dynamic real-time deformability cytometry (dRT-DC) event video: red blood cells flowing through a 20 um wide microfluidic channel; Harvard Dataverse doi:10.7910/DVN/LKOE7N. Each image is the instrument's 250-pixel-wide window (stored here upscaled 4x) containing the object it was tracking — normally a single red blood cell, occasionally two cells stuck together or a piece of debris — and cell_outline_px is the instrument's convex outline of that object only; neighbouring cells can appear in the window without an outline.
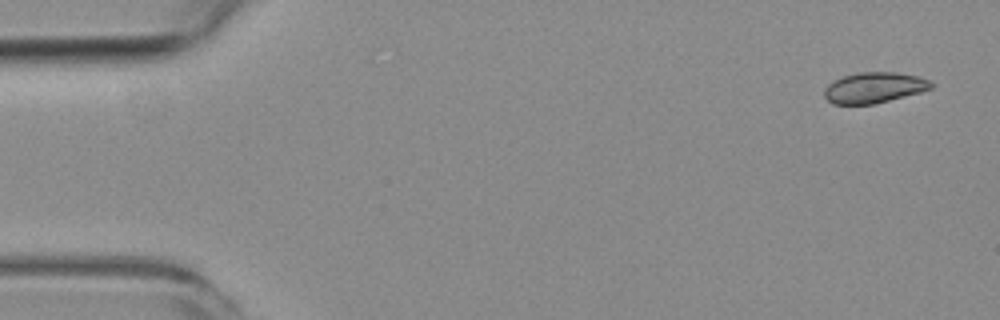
{"species": "common noctule bat (a hibernating species)", "species_latin": "Nyctalus noctula", "temperature_condition": "room temperature", "stored_images_in_passage": 6, "camera_frame_rate_fps": 3000, "um_per_image_px": 0.085, "animal": {"sex": "female", "body_mass_g": 19.3, "forearm_length_mm": 54.1}, "frame": {"image": 1, "passage_image": 1, "time_ms": 0.0, "image_size_px": [1000, 320], "cell_outline_px": [[936, 84], [932, 88], [920, 92], [872, 104], [832, 104], [824, 96], [824, 88], [832, 80], [844, 76], [860, 72], [896, 72], [920, 76], [932, 80]], "centroid_in_image_um": [74.33, 7.43], "position_along_channel_um": 10.7, "area_um2": 19.25}}